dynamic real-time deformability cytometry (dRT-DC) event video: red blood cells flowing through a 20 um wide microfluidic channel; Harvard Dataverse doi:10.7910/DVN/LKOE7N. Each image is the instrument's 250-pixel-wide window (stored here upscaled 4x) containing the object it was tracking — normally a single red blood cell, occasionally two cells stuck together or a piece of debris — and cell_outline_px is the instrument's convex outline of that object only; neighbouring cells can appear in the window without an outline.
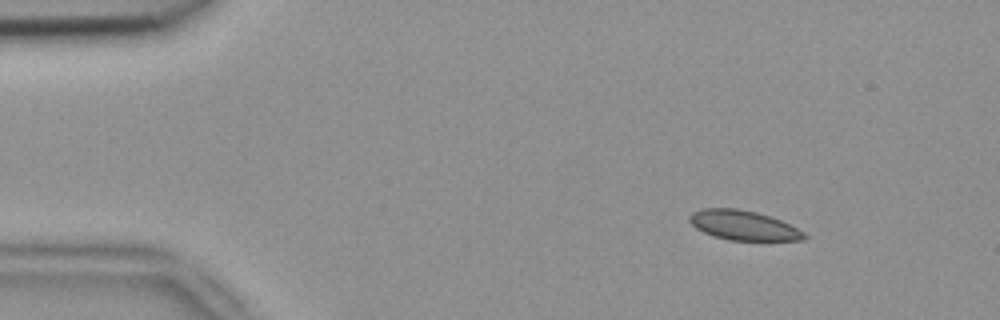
{"species": "common noctule bat (a hibernating species)", "species_latin": "Nyctalus noctula", "temperature_condition": "room temperature", "stored_images_in_passage": 7, "camera_frame_rate_fps": 3000, "um_per_image_px": 0.085, "animal": {"sex": "female", "body_mass_g": 18.4}, "frame": {"image": 1, "passage_image": 1, "time_ms": 0.0, "image_size_px": [1000, 320], "cell_outline_px": [[808, 236], [804, 240], [728, 240], [712, 236], [696, 228], [688, 220], [688, 216], [692, 212], [700, 208], [736, 208], [756, 212], [780, 220], [804, 232]], "centroid_in_image_um": [63.14, 19.15], "position_along_channel_um": 21.9, "area_um2": 19.77}}
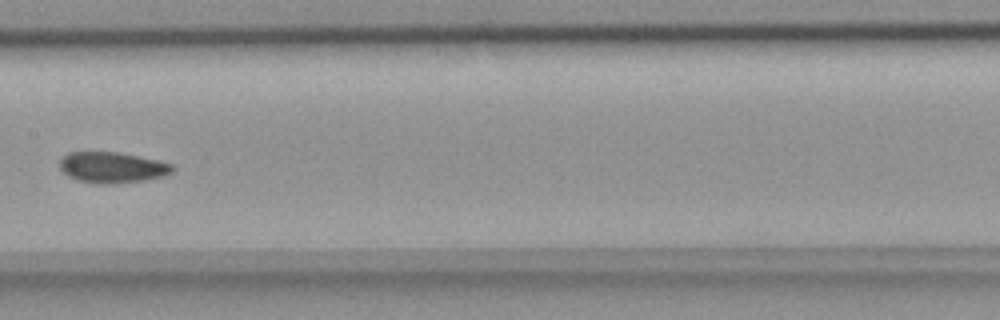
{"frame": {"image": 2, "passage_image": 6, "time_ms": 1.667, "image_size_px": [1000, 320], "cell_outline_px": [[176, 168], [172, 172], [164, 176], [144, 180], [112, 184], [96, 184], [76, 180], [68, 176], [60, 168], [60, 156], [68, 152], [116, 152], [156, 160], [172, 164]], "centroid_in_image_um": [9.51, 14.24], "position_along_channel_um": 197.9, "area_um2": 20.35}}
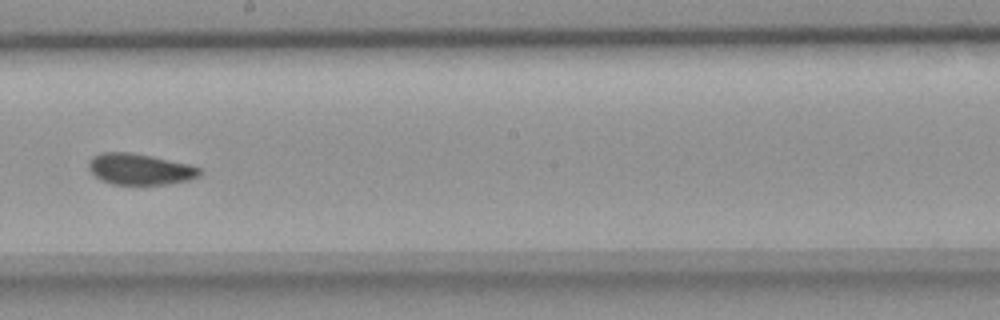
{"frame": {"image": 3, "passage_image": 7, "time_ms": 2.0, "image_size_px": [1000, 320], "cell_outline_px": [[200, 176], [188, 180], [168, 184], [112, 184], [100, 180], [88, 168], [88, 160], [92, 156], [100, 152], [132, 152], [152, 156], [188, 164], [200, 168]], "centroid_in_image_um": [11.85, 14.37], "position_along_channel_um": 236.3, "area_um2": 20.17}}